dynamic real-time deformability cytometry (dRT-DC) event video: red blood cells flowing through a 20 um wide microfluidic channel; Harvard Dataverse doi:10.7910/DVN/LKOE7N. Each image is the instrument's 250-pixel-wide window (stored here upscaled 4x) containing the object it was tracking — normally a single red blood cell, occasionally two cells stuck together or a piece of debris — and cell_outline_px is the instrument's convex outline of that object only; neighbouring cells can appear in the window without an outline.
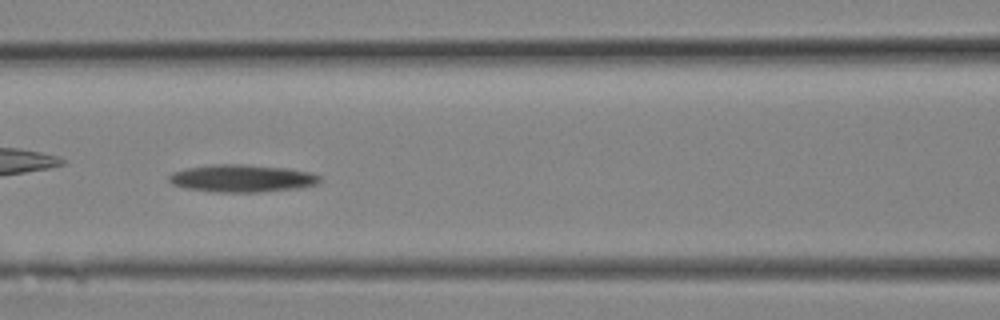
{"species": "Egyptian fruit bat (a non-hibernating species)", "species_latin": "Rousettus aegyptiacus", "temperature_condition": "room temperature", "stored_images_in_passage": 10, "camera_frame_rate_fps": 3000, "um_per_image_px": 0.085, "animal": {"sex": "female"}, "frame": {"image": 1, "passage_image": 9, "time_ms": 2.667, "image_size_px": [1000, 320], "cell_outline_px": [[320, 180], [316, 184], [300, 188], [260, 192], [216, 192], [188, 188], [172, 184], [168, 180], [168, 176], [172, 172], [188, 168], [212, 164], [244, 164], [288, 168], [308, 172], [320, 176]], "centroid_in_image_um": [20.56, 15.15], "position_along_channel_um": 146.0, "area_um2": 24.1}}